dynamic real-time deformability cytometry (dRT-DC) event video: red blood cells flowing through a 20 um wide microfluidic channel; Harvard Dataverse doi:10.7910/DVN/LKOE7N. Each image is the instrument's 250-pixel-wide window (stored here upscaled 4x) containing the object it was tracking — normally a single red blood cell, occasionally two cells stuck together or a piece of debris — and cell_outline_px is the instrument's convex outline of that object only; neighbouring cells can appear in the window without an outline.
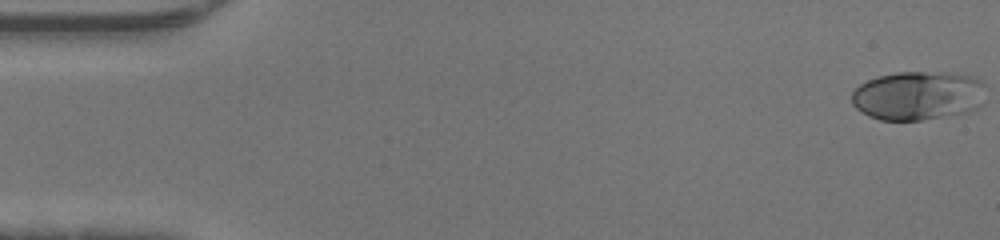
{"species": "human", "species_latin": "Homo sapiens", "temperature_condition": "warm", "stored_images_in_passage": 46, "camera_frame_rate_fps": 3000, "um_per_image_px": 0.085, "donor": {"sex": "male"}, "frame": {"image": 1, "passage_image": 1, "time_ms": 0.0, "image_size_px": [1000, 240], "cell_outline_px": [[984, 104], [980, 108], [968, 112], [920, 120], [880, 120], [868, 116], [860, 112], [852, 104], [852, 92], [860, 84], [868, 80], [880, 76], [896, 72], [948, 72], [972, 76], [980, 80], [984, 84]], "centroid_in_image_um": [78.06, 8.13], "position_along_channel_um": 6.9, "area_um2": 38.67}}
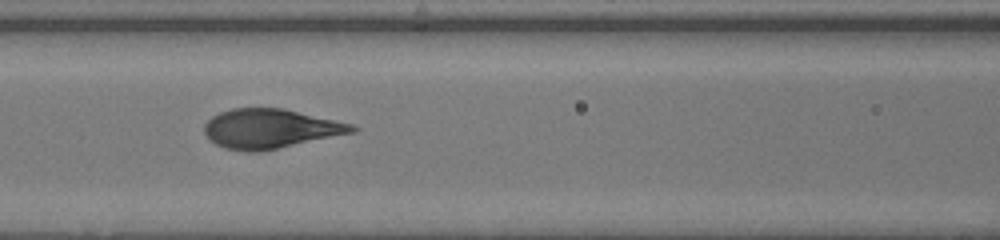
{"frame": {"image": 2, "passage_image": 20, "time_ms": 6.333, "image_size_px": [1000, 240], "cell_outline_px": [[360, 128], [356, 132], [260, 152], [248, 152], [224, 148], [216, 144], [204, 132], [204, 124], [212, 116], [220, 112], [232, 108], [284, 108], [352, 124]], "centroid_in_image_um": [22.99, 10.94], "position_along_channel_um": 143.6, "area_um2": 33.93}}
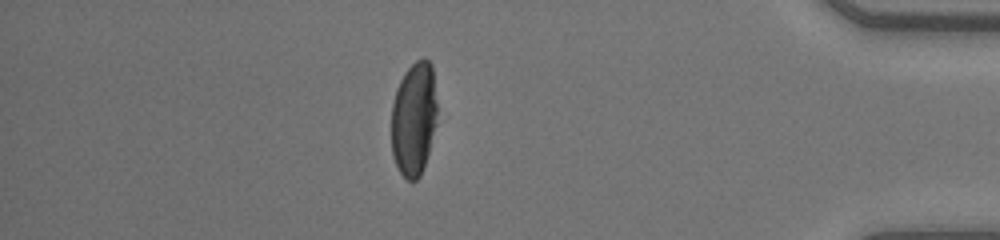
{"frame": {"image": 3, "passage_image": 40, "time_ms": 13.0, "image_size_px": [1000, 240], "cell_outline_px": [[436, 124], [428, 152], [420, 176], [416, 180], [408, 180], [400, 172], [392, 156], [392, 104], [396, 88], [404, 72], [416, 60], [424, 56], [432, 64], [436, 104]], "centroid_in_image_um": [35.17, 10.06], "position_along_channel_um": 400.0, "area_um2": 30.29}}